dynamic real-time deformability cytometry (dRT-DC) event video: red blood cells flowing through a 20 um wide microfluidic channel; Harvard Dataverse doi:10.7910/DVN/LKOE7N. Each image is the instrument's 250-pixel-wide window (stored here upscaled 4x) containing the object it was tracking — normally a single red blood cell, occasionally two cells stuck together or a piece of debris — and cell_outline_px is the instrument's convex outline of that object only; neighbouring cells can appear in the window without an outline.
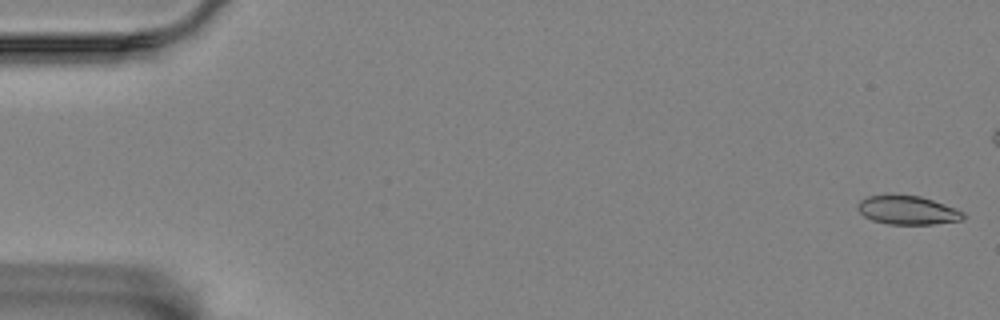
{"species": "Egyptian fruit bat (a non-hibernating species)", "species_latin": "Rousettus aegyptiacus", "temperature_condition": "room temperature", "stored_images_in_passage": 50, "camera_frame_rate_fps": 3000, "um_per_image_px": 0.085, "animal": {"sex": "female"}, "frame": {"image": 1, "passage_image": 1, "time_ms": 0.0, "image_size_px": [1000, 320], "cell_outline_px": [[964, 220], [932, 224], [888, 224], [872, 220], [864, 216], [856, 208], [856, 204], [860, 200], [868, 196], [888, 192], [892, 192], [920, 196], [956, 208], [964, 212]], "centroid_in_image_um": [77.09, 17.82], "position_along_channel_um": 7.9, "area_um2": 18.26}}
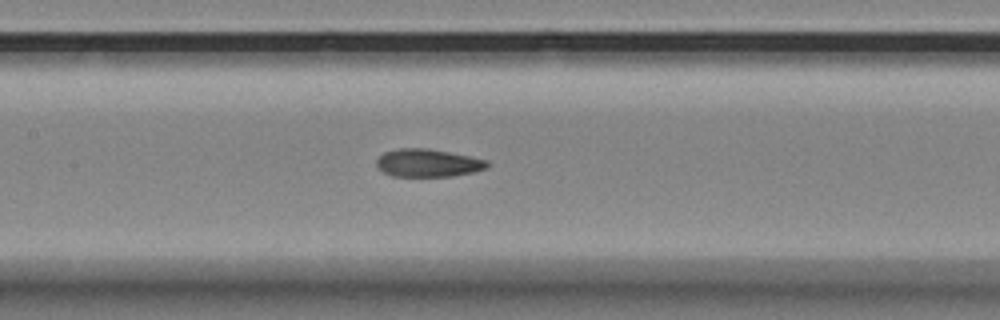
{"frame": {"image": 2, "passage_image": 27, "time_ms": 8.667, "image_size_px": [1000, 320], "cell_outline_px": [[492, 164], [488, 168], [472, 172], [452, 176], [392, 176], [384, 172], [376, 164], [376, 160], [384, 152], [400, 148], [428, 148], [488, 160]], "centroid_in_image_um": [36.4, 13.85], "position_along_channel_um": 171.0, "area_um2": 17.92}}
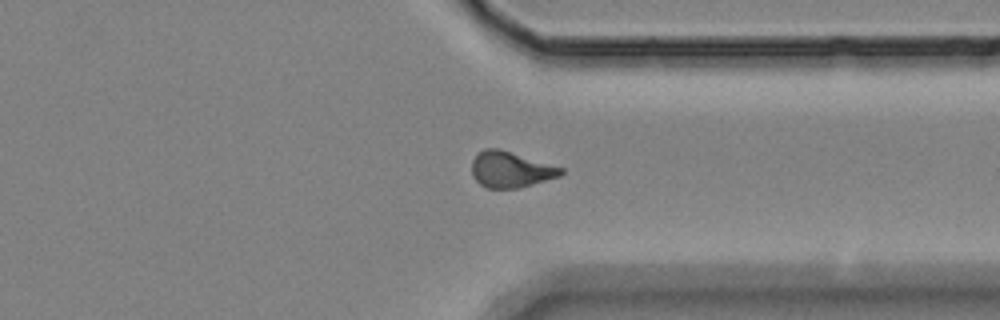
{"frame": {"image": 3, "passage_image": 44, "time_ms": 14.333, "image_size_px": [1000, 320], "cell_outline_px": [[564, 172], [560, 176], [532, 184], [516, 188], [488, 188], [480, 184], [472, 176], [472, 160], [484, 148], [500, 148], [564, 168]], "centroid_in_image_um": [43.4, 14.4], "position_along_channel_um": 368.0, "area_um2": 18.61}}